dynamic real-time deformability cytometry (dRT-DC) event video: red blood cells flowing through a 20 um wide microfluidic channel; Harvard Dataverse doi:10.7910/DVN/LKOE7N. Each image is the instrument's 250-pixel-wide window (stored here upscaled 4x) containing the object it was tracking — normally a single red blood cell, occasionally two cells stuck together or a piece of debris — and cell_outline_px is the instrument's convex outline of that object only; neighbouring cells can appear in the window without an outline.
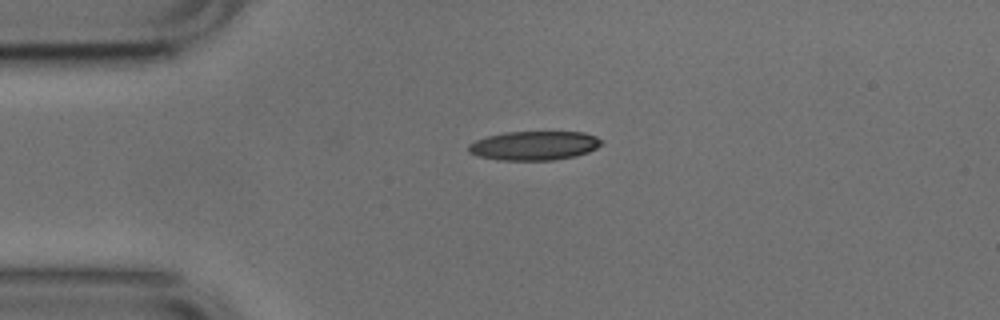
{"species": "common noctule bat (a hibernating species)", "species_latin": "Nyctalus noctula", "temperature_condition": "cold", "stored_images_in_passage": 41, "camera_frame_rate_fps": 3000, "um_per_image_px": 0.085, "animal": {"sex": "male", "body_mass_g": 17.9, "forearm_length_mm": 54.2}, "frame": {"image": 1, "passage_image": 1, "time_ms": 0.0, "image_size_px": [1000, 320], "cell_outline_px": [[604, 140], [596, 148], [588, 152], [576, 156], [552, 160], [496, 160], [480, 156], [468, 152], [468, 144], [476, 140], [488, 136], [504, 132], [584, 132], [596, 136]], "centroid_in_image_um": [45.41, 12.37], "position_along_channel_um": 39.6, "area_um2": 22.54}}
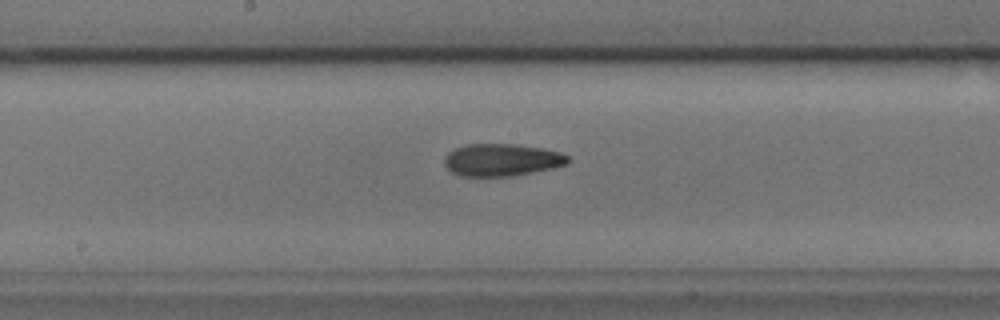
{"frame": {"image": 2, "passage_image": 16, "time_ms": 5.0, "image_size_px": [1000, 320], "cell_outline_px": [[572, 160], [568, 164], [552, 168], [512, 176], [460, 176], [452, 172], [444, 164], [444, 156], [448, 152], [456, 148], [468, 144], [512, 144], [544, 148], [560, 152], [568, 156]], "centroid_in_image_um": [42.66, 13.59], "position_along_channel_um": 205.5, "area_um2": 23.35}}
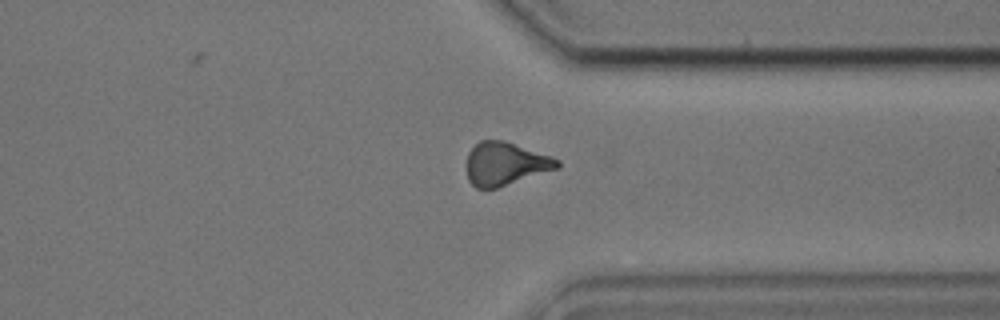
{"frame": {"image": 3, "passage_image": 29, "time_ms": 9.333, "image_size_px": [1000, 320], "cell_outline_px": [[560, 168], [496, 188], [476, 188], [468, 180], [468, 152], [480, 140], [504, 140], [552, 156], [560, 160]], "centroid_in_image_um": [42.99, 13.91], "position_along_channel_um": 368.4, "area_um2": 22.72}, "authors_computed_cell_mechanics": {"area_um2": 23.0622, "velocity_mm_per_s": 3.7994, "shape_relaxation_time_tau1_ms": 5.0025, "shape_relaxation_time_tau2_ms": 4.5605, "deformation_change_tau1": 0.1468, "deformation_change_tau2": 0.1359}}